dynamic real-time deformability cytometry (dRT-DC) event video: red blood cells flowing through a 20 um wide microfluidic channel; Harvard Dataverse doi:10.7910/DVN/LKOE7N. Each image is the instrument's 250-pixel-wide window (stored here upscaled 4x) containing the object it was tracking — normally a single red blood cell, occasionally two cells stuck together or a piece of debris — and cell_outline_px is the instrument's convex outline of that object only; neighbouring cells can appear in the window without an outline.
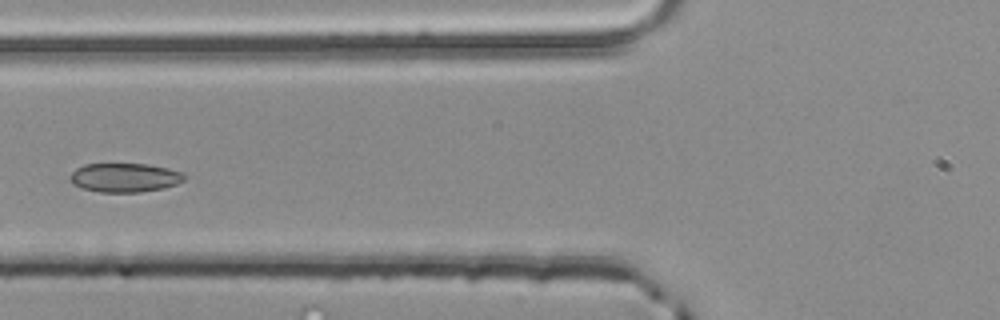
{"species": "common noctule bat (a hibernating species)", "species_latin": "Nyctalus noctula", "temperature_condition": "room temperature", "stored_images_in_passage": 4, "camera_frame_rate_fps": 3000, "um_per_image_px": 0.085, "animal": {"sex": "male", "body_mass_g": 20.4}, "frame": {"image": 1, "passage_image": 4, "time_ms": 1.0, "image_size_px": [1000, 320], "cell_outline_px": [[184, 180], [176, 184], [164, 188], [140, 192], [100, 192], [84, 188], [72, 184], [68, 180], [68, 176], [76, 168], [84, 164], [148, 164], [168, 168], [180, 172], [184, 176]], "centroid_in_image_um": [10.55, 15.09], "position_along_channel_um": 115.2, "area_um2": 19.31}}